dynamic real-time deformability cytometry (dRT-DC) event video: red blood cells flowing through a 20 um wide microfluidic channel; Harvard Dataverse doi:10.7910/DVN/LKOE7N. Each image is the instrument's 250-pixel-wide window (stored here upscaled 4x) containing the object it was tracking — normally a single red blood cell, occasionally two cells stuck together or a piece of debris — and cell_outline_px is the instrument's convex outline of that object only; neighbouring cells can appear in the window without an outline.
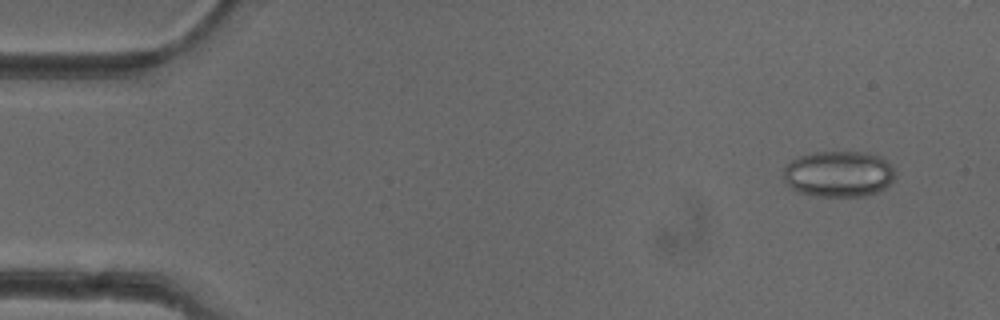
{"species": "common noctule bat (a hibernating species)", "species_latin": "Nyctalus noctula", "temperature_condition": "cold", "stored_images_in_passage": 51, "camera_frame_rate_fps": 3000, "um_per_image_px": 0.085, "animal": {"sex": "female"}, "frame": {"image": 1, "passage_image": 4, "time_ms": 1.0, "image_size_px": [1000, 320], "cell_outline_px": [[896, 176], [884, 188], [876, 192], [864, 196], [816, 196], [796, 192], [784, 180], [784, 168], [792, 160], [800, 156], [816, 152], [864, 152], [880, 156], [892, 168]], "centroid_in_image_um": [71.27, 14.79], "position_along_channel_um": 13.7, "area_um2": 29.77}}
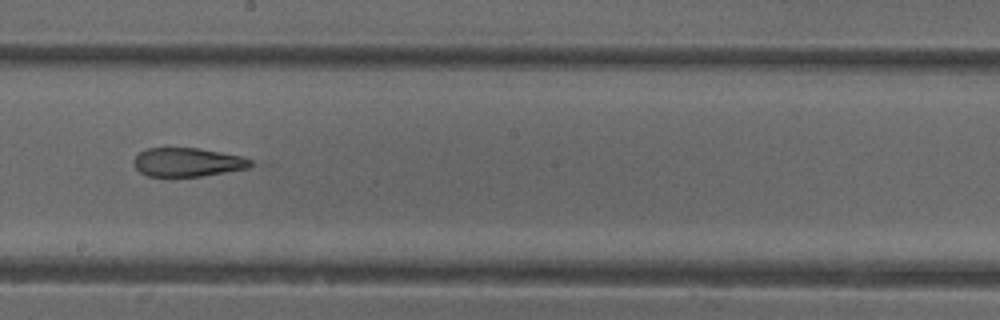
{"frame": {"image": 2, "passage_image": 29, "time_ms": 9.333, "image_size_px": [1000, 320], "cell_outline_px": [[256, 164], [248, 168], [200, 176], [148, 176], [140, 172], [136, 168], [132, 160], [140, 152], [148, 148], [200, 148], [244, 156], [252, 160]], "centroid_in_image_um": [15.98, 13.78], "position_along_channel_um": 232.2, "area_um2": 19.65}}
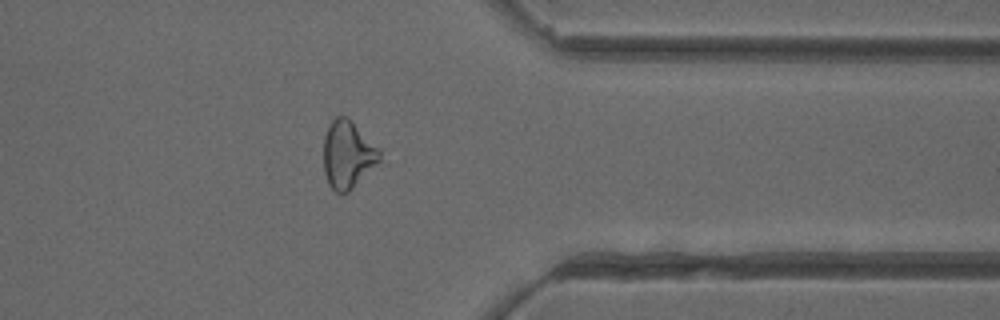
{"frame": {"image": 3, "passage_image": 41, "time_ms": 13.333, "image_size_px": [1000, 320], "cell_outline_px": [[380, 160], [348, 192], [336, 192], [328, 184], [324, 172], [324, 136], [328, 124], [336, 116], [344, 116], [380, 148]], "centroid_in_image_um": [29.53, 13.14], "position_along_channel_um": 381.9, "area_um2": 21.62}, "authors_computed_cell_mechanics": {"area_um2": 22.542, "velocity_mm_per_s": 4.0141, "shape_relaxation_time_tau1_ms": 8.0647, "shape_relaxation_time_tau2_ms": 3.2956, "deformation_change_tau1": 0.2091, "deformation_change_tau2": 0.1276}}